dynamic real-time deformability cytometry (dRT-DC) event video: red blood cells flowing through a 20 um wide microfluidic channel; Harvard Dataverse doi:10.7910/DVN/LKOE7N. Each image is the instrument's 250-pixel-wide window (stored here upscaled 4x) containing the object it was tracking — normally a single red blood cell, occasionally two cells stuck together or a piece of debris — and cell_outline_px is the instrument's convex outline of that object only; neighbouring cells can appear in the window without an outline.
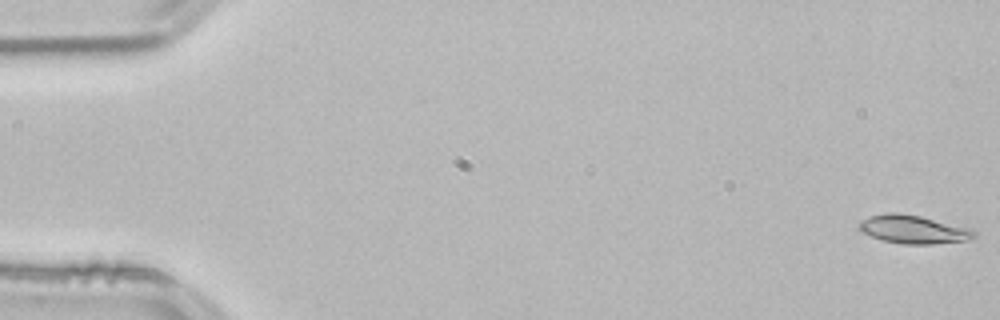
{"species": "common noctule bat (a hibernating species)", "species_latin": "Nyctalus noctula", "temperature_condition": "room temperature", "stored_images_in_passage": 53, "camera_frame_rate_fps": 3000, "um_per_image_px": 0.085, "animal": {"sex": "male", "body_mass_g": 21.5, "forearm_length_mm": 52.0}, "frame": {"image": 1, "passage_image": 1, "time_ms": 0.0, "image_size_px": [1000, 320], "cell_outline_px": [[976, 236], [968, 240], [932, 244], [904, 244], [884, 240], [872, 236], [856, 228], [856, 224], [860, 220], [868, 216], [888, 212], [896, 212], [920, 216], [972, 228], [976, 232]], "centroid_in_image_um": [77.62, 19.48], "position_along_channel_um": 7.4, "area_um2": 19.13}}
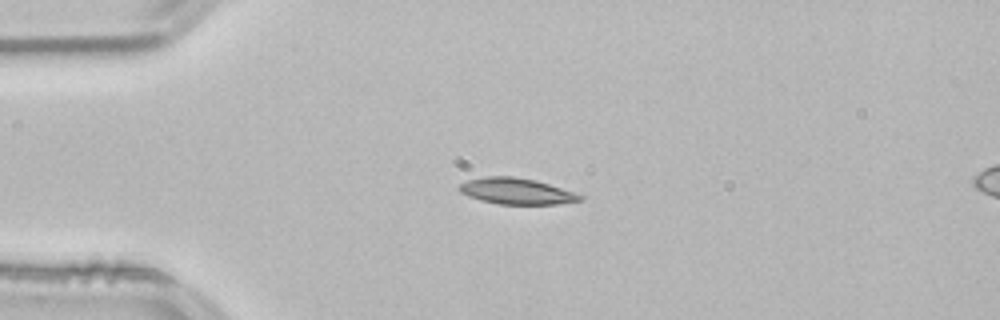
{"frame": {"image": 2, "passage_image": 13, "time_ms": 4.0, "image_size_px": [1000, 320], "cell_outline_px": [[584, 200], [556, 204], [500, 204], [480, 200], [468, 196], [460, 192], [456, 188], [460, 184], [468, 180], [484, 176], [512, 176], [536, 180], [584, 196]], "centroid_in_image_um": [43.86, 16.25], "position_along_channel_um": 41.1, "area_um2": 18.32}}
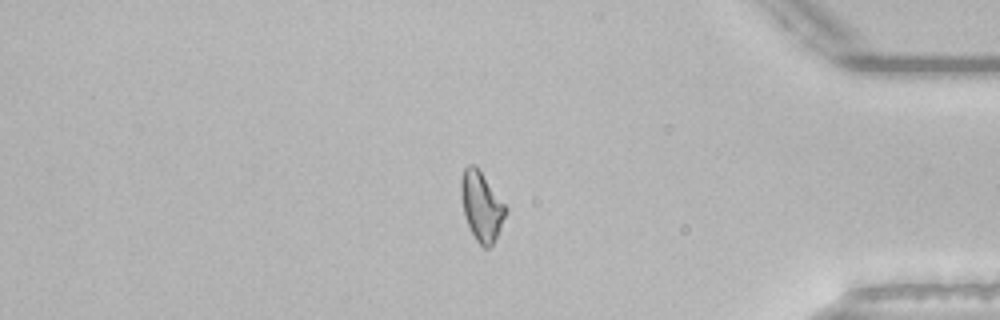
{"frame": {"image": 3, "passage_image": 45, "time_ms": 14.667, "image_size_px": [1000, 320], "cell_outline_px": [[508, 212], [492, 244], [488, 248], [484, 248], [476, 240], [464, 216], [460, 192], [460, 180], [464, 168], [468, 164], [472, 164], [480, 172], [508, 208]], "centroid_in_image_um": [40.91, 17.53], "position_along_channel_um": 394.3, "area_um2": 17.69}, "authors_computed_cell_mechanics": {"area_um2": 17.9758, "velocity_mm_per_s": 3.8324, "shape_relaxation_time_tau1_ms": null, "shape_relaxation_time_tau2_ms": 2.4921, "deformation_change_tau1": null, "deformation_change_tau2": 0.0839}}